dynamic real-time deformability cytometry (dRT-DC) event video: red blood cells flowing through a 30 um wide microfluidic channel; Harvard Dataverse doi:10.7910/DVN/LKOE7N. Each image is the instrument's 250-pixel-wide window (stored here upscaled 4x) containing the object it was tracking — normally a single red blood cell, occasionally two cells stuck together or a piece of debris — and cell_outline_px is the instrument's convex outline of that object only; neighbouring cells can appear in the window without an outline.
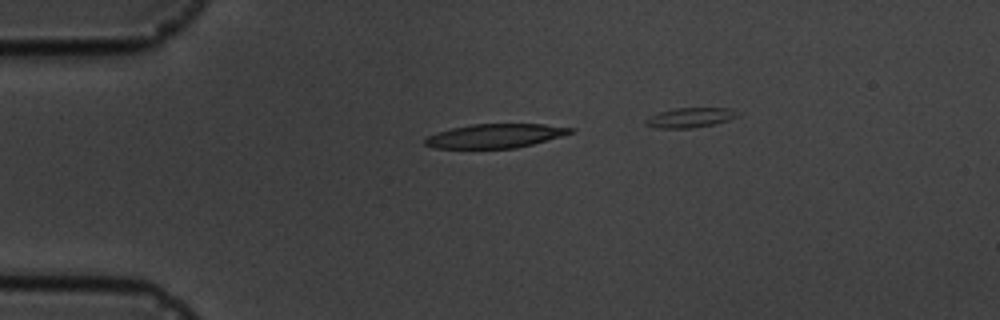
{"species": "common noctule bat (a hibernating species)", "species_latin": "Nyctalus noctula", "temperature_condition": "cold", "stored_images_in_passage": 6, "segment_of_instrument_passage": [1, 2], "camera_frame_rate_fps": 3000, "um_per_image_px": 0.085, "animal": {"sex": "male", "body_mass_g": 19.5, "forearm_length_mm": 54.6}, "frame": {"image": 1, "passage_image": 3, "time_ms": 3.0, "image_size_px": [1000, 320], "cell_outline_px": [[576, 128], [572, 132], [560, 136], [532, 144], [516, 148], [432, 148], [424, 144], [424, 140], [428, 136], [436, 132], [452, 128], [472, 124], [544, 124]], "centroid_in_image_um": [42.06, 11.55], "position_along_channel_um": 42.9, "area_um2": 20.23}}